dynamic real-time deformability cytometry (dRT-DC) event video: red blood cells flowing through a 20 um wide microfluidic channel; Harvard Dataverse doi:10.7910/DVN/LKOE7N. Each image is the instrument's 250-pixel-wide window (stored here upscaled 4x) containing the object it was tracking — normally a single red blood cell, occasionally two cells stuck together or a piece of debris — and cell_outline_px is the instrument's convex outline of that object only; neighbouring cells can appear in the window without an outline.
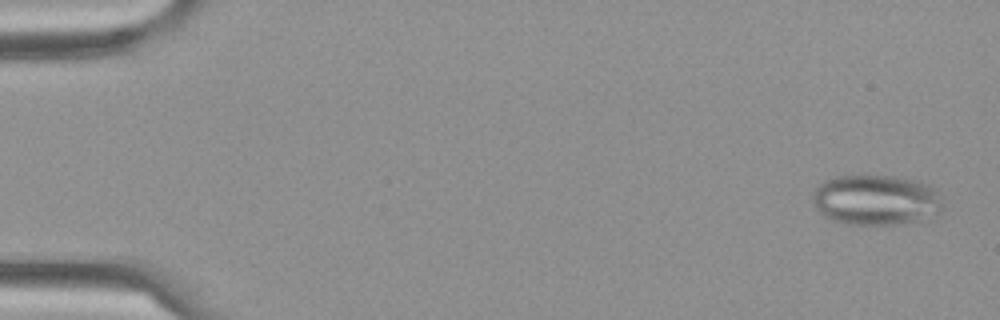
{"species": "Egyptian fruit bat (a non-hibernating species)", "species_latin": "Rousettus aegyptiacus", "temperature_condition": "cold", "stored_images_in_passage": 12, "camera_frame_rate_fps": 3000, "um_per_image_px": 0.085, "frame": {"image": 1, "passage_image": 1, "time_ms": 0.0, "image_size_px": [1000, 320], "cell_outline_px": [[940, 212], [932, 220], [904, 224], [848, 224], [832, 220], [824, 216], [816, 208], [812, 200], [812, 196], [816, 188], [824, 180], [836, 176], [892, 176], [916, 180], [928, 184], [936, 192], [940, 204]], "centroid_in_image_um": [74.47, 17.02], "position_along_channel_um": 10.5, "area_um2": 38.38}}
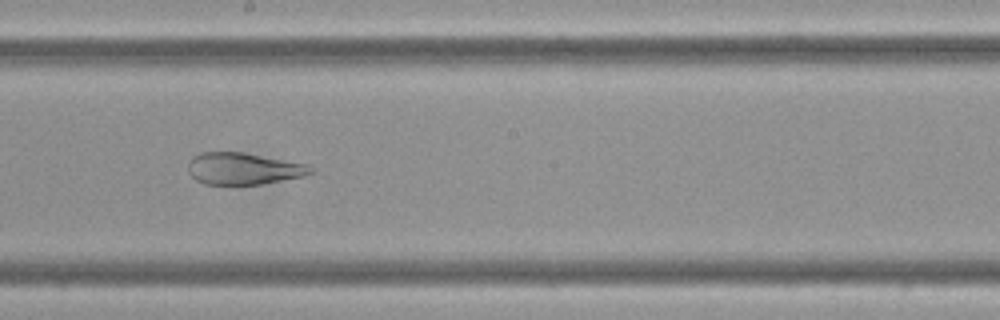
{"frame": {"image": 2, "passage_image": 9, "time_ms": 2.667, "image_size_px": [1000, 320], "cell_outline_px": [[316, 172], [304, 176], [260, 184], [204, 184], [196, 180], [188, 172], [188, 164], [192, 156], [200, 152], [244, 152], [308, 164]], "centroid_in_image_um": [20.69, 14.32], "position_along_channel_um": 227.5, "area_um2": 22.83}}